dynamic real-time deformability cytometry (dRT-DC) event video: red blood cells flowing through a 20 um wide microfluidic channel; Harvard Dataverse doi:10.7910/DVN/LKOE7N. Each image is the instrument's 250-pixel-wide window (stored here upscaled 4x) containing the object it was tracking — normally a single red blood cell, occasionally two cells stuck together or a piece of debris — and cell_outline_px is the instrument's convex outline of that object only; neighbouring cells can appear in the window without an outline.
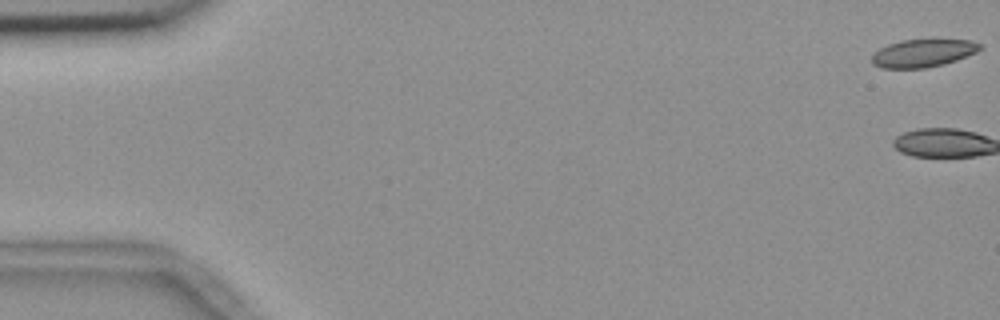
{"species": "common noctule bat (a hibernating species)", "species_latin": "Nyctalus noctula", "temperature_condition": "room temperature", "stored_images_in_passage": 3, "camera_frame_rate_fps": 3000, "um_per_image_px": 0.085, "animal": {"sex": "female", "body_mass_g": 18.4}, "frame": {"image": 1, "passage_image": 1, "time_ms": 0.0, "image_size_px": [1000, 320], "cell_outline_px": [[984, 48], [976, 52], [956, 60], [944, 64], [924, 68], [880, 68], [872, 64], [872, 56], [880, 48], [888, 44], [900, 40], [968, 40], [980, 44]], "centroid_in_image_um": [78.44, 4.52], "position_along_channel_um": 6.6, "area_um2": 17.4}}